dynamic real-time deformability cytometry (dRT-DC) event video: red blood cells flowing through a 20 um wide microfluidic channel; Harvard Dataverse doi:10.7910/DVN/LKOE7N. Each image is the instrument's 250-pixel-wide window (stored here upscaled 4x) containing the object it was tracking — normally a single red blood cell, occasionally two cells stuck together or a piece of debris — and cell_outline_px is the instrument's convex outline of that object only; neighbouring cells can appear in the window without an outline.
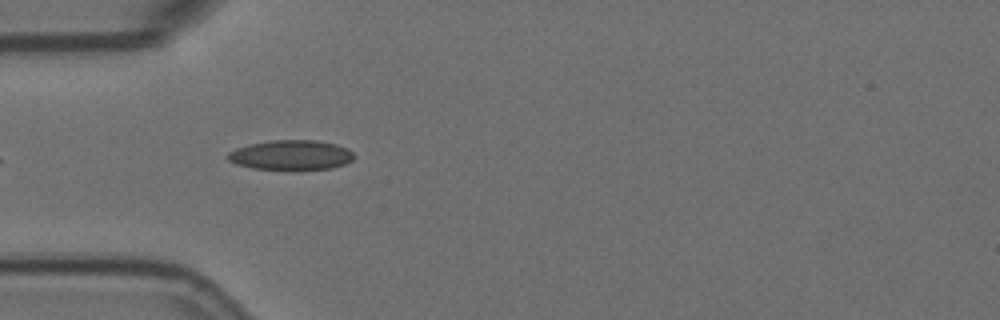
{"species": "Egyptian fruit bat (a non-hibernating species)", "species_latin": "Rousettus aegyptiacus", "temperature_condition": "room temperature", "stored_images_in_passage": 6, "camera_frame_rate_fps": 3000, "um_per_image_px": 0.085, "animal": {"sex": "female"}, "frame": {"image": 1, "passage_image": 5, "time_ms": 1.333, "image_size_px": [1000, 320], "cell_outline_px": [[356, 156], [352, 160], [344, 164], [332, 168], [300, 172], [292, 172], [252, 168], [236, 164], [228, 160], [228, 152], [236, 148], [252, 144], [272, 140], [316, 140], [336, 144], [348, 148]], "centroid_in_image_um": [24.78, 13.22], "position_along_channel_um": 60.2, "area_um2": 22.72}}
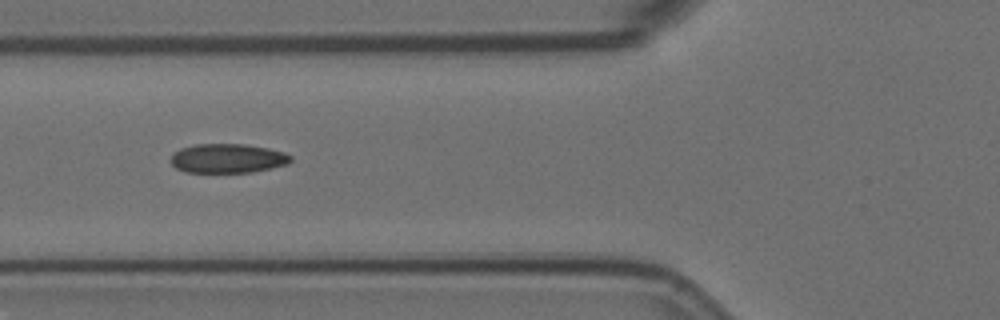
{"frame": {"image": 2, "passage_image": 6, "time_ms": 1.667, "image_size_px": [1000, 320], "cell_outline_px": [[292, 160], [288, 164], [272, 168], [252, 172], [184, 172], [176, 168], [172, 164], [172, 156], [180, 148], [196, 144], [244, 144], [268, 148], [284, 152], [292, 156]], "centroid_in_image_um": [19.38, 13.46], "position_along_channel_um": 106.4, "area_um2": 20.4}}